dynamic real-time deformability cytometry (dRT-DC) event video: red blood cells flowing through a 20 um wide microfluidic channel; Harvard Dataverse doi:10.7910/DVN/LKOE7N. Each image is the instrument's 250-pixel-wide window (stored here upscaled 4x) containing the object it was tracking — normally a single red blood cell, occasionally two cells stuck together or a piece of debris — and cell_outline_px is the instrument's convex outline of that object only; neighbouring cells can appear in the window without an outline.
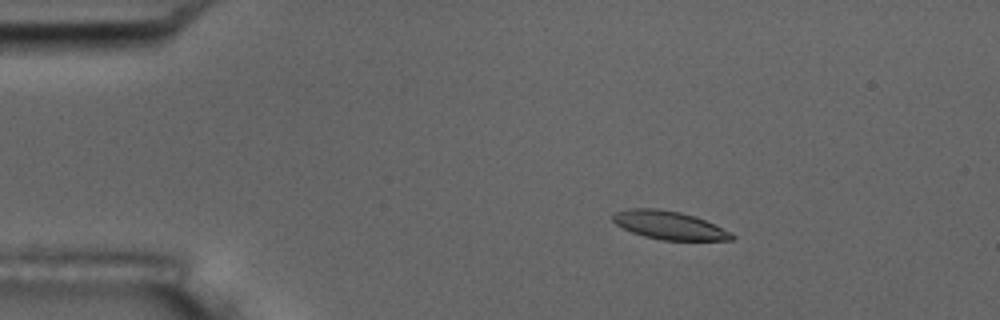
{"species": "common noctule bat (a hibernating species)", "species_latin": "Nyctalus noctula", "temperature_condition": "room temperature", "stored_images_in_passage": 6, "camera_frame_rate_fps": 3000, "um_per_image_px": 0.085, "animal": {"sex": "male", "body_mass_g": 17.5, "forearm_length_mm": 52.3}, "frame": {"image": 1, "passage_image": 3, "time_ms": 2.333, "image_size_px": [1000, 320], "cell_outline_px": [[736, 236], [732, 240], [660, 240], [644, 236], [632, 232], [616, 224], [612, 220], [612, 216], [616, 212], [628, 208], [656, 208], [680, 212], [704, 220], [732, 232]], "centroid_in_image_um": [56.87, 19.15], "position_along_channel_um": 28.1, "area_um2": 19.48}}